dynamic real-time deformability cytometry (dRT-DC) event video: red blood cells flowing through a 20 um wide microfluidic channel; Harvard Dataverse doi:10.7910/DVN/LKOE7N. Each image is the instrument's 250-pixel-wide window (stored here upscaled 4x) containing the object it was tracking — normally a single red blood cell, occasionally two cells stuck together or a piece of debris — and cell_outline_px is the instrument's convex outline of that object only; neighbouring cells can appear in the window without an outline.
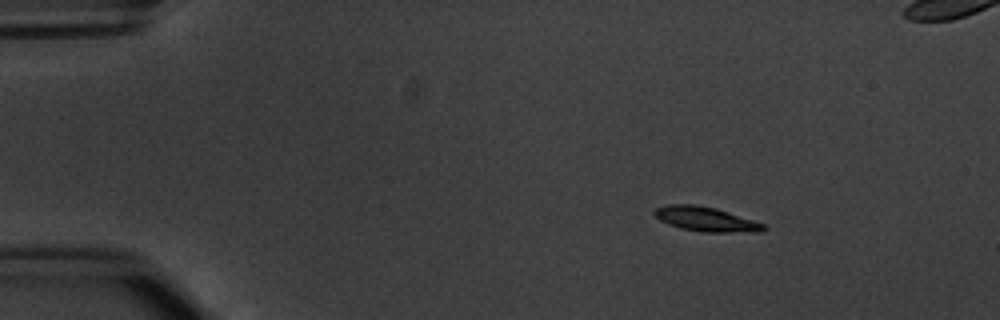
{"species": "common noctule bat (a hibernating species)", "species_latin": "Nyctalus noctula", "temperature_condition": "warm", "stored_images_in_passage": 4, "camera_frame_rate_fps": 3000, "um_per_image_px": 0.085, "animal": {"sex": "male", "body_mass_g": 20.1, "forearm_length_mm": 53.5}, "frame": {"image": 1, "passage_image": 1, "time_ms": 0.0, "image_size_px": [1000, 320], "cell_outline_px": [[768, 228], [764, 232], [700, 232], [680, 228], [668, 224], [660, 220], [652, 212], [656, 208], [668, 204], [696, 204], [716, 208], [764, 224]], "centroid_in_image_um": [60.0, 18.63], "position_along_channel_um": 25.0, "area_um2": 15.66}}